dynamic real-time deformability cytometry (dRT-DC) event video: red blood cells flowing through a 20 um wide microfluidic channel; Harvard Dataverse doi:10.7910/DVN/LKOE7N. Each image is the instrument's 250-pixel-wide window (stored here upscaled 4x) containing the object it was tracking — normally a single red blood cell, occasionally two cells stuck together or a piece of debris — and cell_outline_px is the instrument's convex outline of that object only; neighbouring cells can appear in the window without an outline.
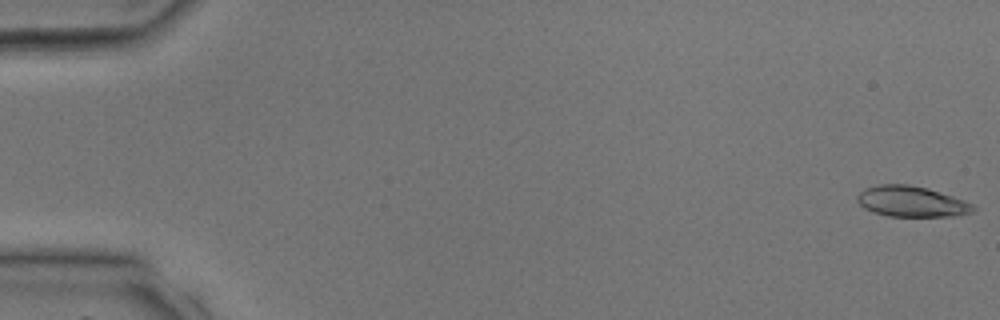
{"species": "common noctule bat (a hibernating species)", "species_latin": "Nyctalus noctula", "temperature_condition": "room temperature", "stored_images_in_passage": 38, "camera_frame_rate_fps": 3000, "um_per_image_px": 0.085, "animal": {"sex": "male", "body_mass_g": 17.9, "forearm_length_mm": 54.2}, "frame": {"image": 1, "passage_image": 1, "time_ms": 0.0, "image_size_px": [1000, 320], "cell_outline_px": [[976, 208], [972, 212], [956, 216], [888, 216], [872, 212], [864, 208], [856, 200], [856, 196], [864, 188], [880, 184], [908, 184], [928, 188], [964, 200], [972, 204]], "centroid_in_image_um": [77.45, 17.12], "position_along_channel_um": 7.5, "area_um2": 20.81}}
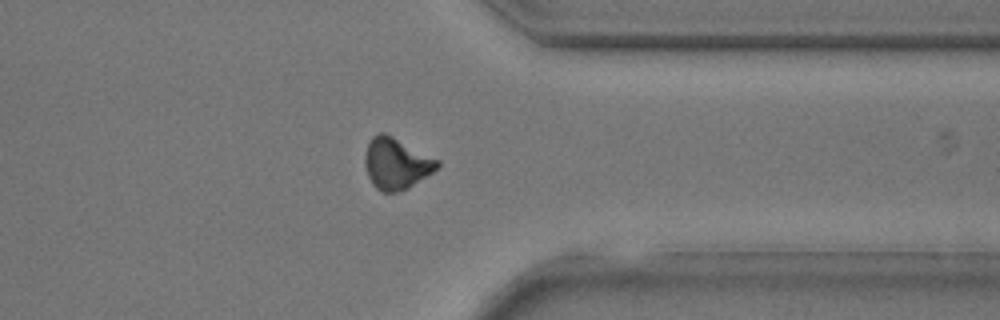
{"frame": {"image": 2, "passage_image": 31, "time_ms": 10.0, "image_size_px": [1000, 320], "cell_outline_px": [[440, 164], [432, 172], [408, 188], [396, 192], [380, 192], [372, 184], [368, 176], [364, 164], [364, 156], [368, 144], [372, 136], [380, 132], [384, 132], [440, 160]], "centroid_in_image_um": [33.66, 13.9], "position_along_channel_um": 377.7, "area_um2": 21.56}}
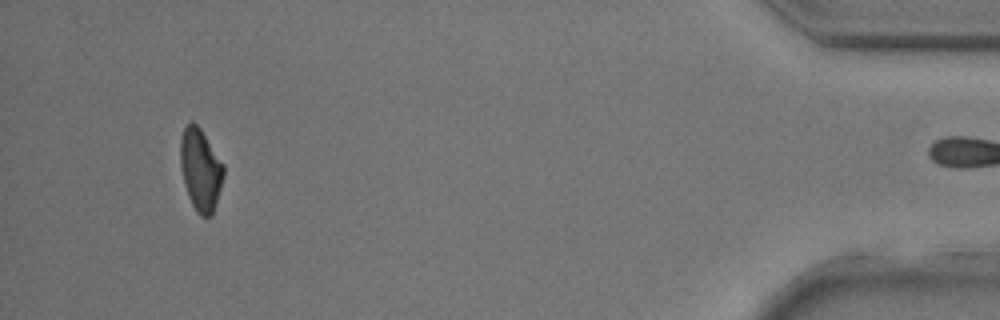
{"frame": {"image": 3, "passage_image": 37, "time_ms": 12.0, "image_size_px": [1000, 320], "cell_outline_px": [[224, 176], [212, 216], [200, 216], [196, 212], [188, 196], [184, 184], [180, 168], [180, 140], [184, 128], [192, 120], [200, 128], [224, 164]], "centroid_in_image_um": [17.04, 14.43], "position_along_channel_um": 418.2, "area_um2": 20.75}}